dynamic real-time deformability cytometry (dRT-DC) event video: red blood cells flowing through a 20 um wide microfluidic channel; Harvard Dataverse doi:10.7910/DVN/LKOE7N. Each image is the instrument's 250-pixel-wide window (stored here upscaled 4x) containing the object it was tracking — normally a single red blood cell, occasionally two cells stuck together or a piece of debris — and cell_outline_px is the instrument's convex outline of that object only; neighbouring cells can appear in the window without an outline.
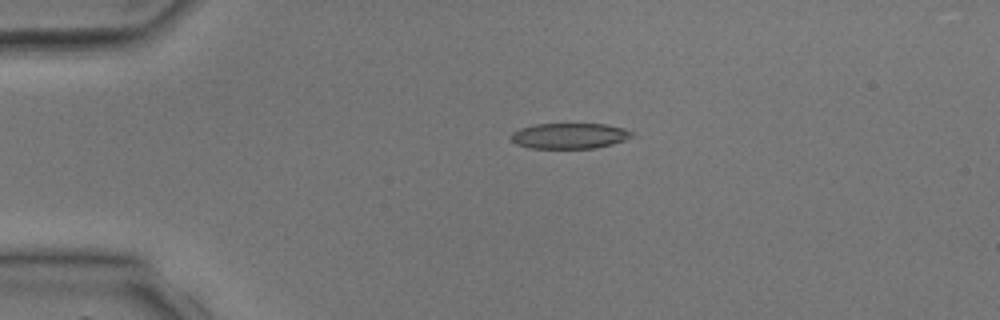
{"species": "common noctule bat (a hibernating species)", "species_latin": "Nyctalus noctula", "temperature_condition": "room temperature", "stored_images_in_passage": 3, "camera_frame_rate_fps": 3000, "um_per_image_px": 0.085, "animal": {"sex": "male", "body_mass_g": 17.9, "forearm_length_mm": 54.2}, "frame": {"image": 1, "passage_image": 3, "time_ms": 2.333, "image_size_px": [1000, 320], "cell_outline_px": [[632, 136], [624, 140], [612, 144], [596, 148], [528, 148], [516, 144], [508, 136], [512, 132], [520, 128], [536, 124], [604, 124], [624, 128], [632, 132]], "centroid_in_image_um": [48.36, 11.55], "position_along_channel_um": 36.6, "area_um2": 18.03}}